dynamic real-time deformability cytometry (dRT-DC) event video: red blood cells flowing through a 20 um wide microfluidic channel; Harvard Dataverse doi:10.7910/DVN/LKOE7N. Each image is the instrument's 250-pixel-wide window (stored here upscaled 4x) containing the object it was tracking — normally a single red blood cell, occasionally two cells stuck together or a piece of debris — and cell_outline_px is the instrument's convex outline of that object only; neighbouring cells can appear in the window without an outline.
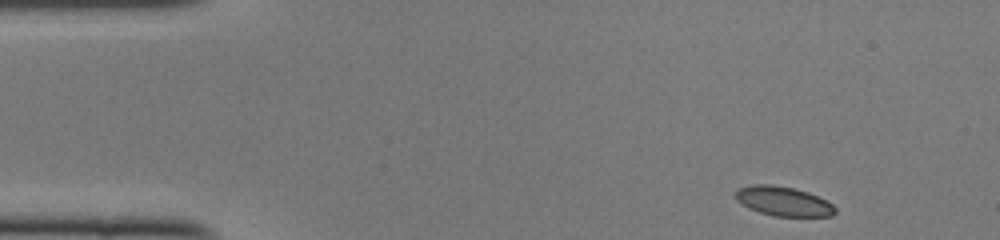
{"species": "common noctule bat (a hibernating species)", "species_latin": "Nyctalus noctula", "temperature_condition": "cold", "stored_images_in_passage": 45, "camera_frame_rate_fps": 3000, "um_per_image_px": 0.085, "animal": {"sex": "female", "body_mass_g": 22.0, "forearm_length_mm": 56.7}, "frame": {"image": 1, "passage_image": 1, "time_ms": 0.0, "image_size_px": [1000, 240], "cell_outline_px": [[836, 212], [832, 216], [772, 216], [748, 208], [740, 204], [736, 200], [736, 188], [752, 184], [772, 184], [792, 188], [808, 192], [828, 200], [836, 208]], "centroid_in_image_um": [66.57, 17.1], "position_along_channel_um": 18.4, "area_um2": 17.28}}
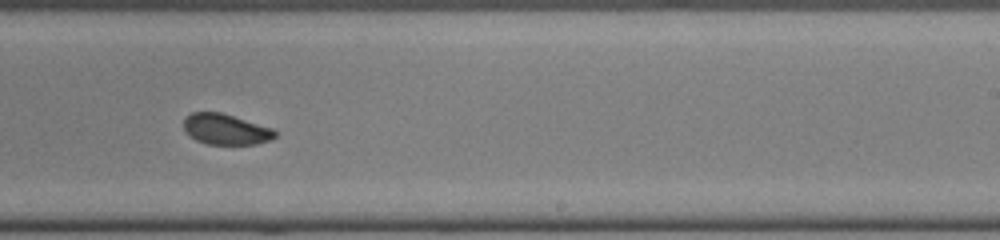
{"frame": {"image": 2, "passage_image": 26, "time_ms": 8.333, "image_size_px": [1000, 240], "cell_outline_px": [[276, 136], [272, 140], [256, 144], [208, 144], [196, 140], [188, 136], [184, 128], [184, 116], [192, 112], [220, 112], [272, 128], [276, 132]], "centroid_in_image_um": [19.16, 10.99], "position_along_channel_um": 269.8, "area_um2": 16.36}}
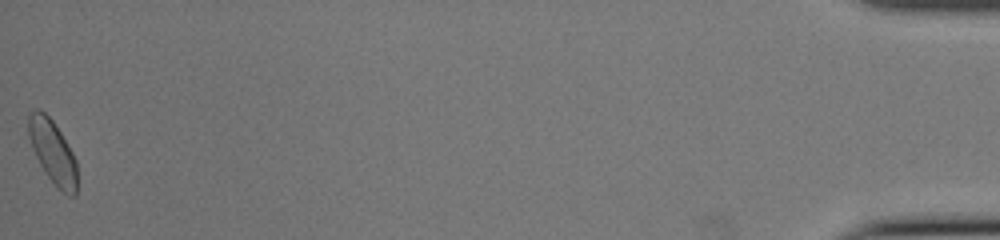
{"frame": {"image": 3, "passage_image": 45, "time_ms": 14.667, "image_size_px": [1000, 240], "cell_outline_px": [[76, 196], [68, 196], [56, 188], [40, 164], [32, 148], [28, 136], [28, 116], [36, 108], [40, 108], [52, 120], [60, 132], [72, 152], [76, 160]], "centroid_in_image_um": [4.47, 12.92], "position_along_channel_um": 430.7, "area_um2": 17.86}, "authors_computed_cell_mechanics": {"area_um2": 17.2822, "velocity_mm_per_s": 4.0755, "shape_relaxation_time_tau1_ms": 2.8991, "shape_relaxation_time_tau2_ms": 3.3078, "deformation_change_tau1": 0.0601, "deformation_change_tau2": 0.0546}}